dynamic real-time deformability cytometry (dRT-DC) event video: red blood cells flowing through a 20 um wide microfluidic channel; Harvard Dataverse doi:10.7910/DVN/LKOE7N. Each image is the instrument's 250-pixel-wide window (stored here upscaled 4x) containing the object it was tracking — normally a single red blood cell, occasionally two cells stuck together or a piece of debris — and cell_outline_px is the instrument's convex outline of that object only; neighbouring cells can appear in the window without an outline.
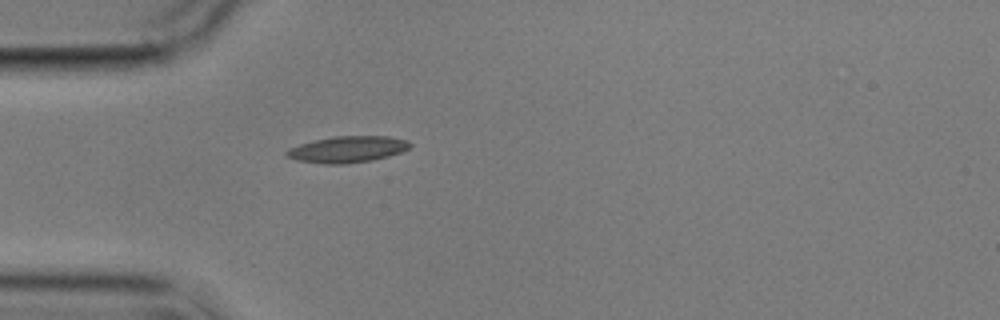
{"species": "common noctule bat (a hibernating species)", "species_latin": "Nyctalus noctula", "temperature_condition": "cold", "stored_images_in_passage": 1, "camera_frame_rate_fps": 3000, "um_per_image_px": 0.085, "animal": {"sex": "male", "body_mass_g": 17.9}, "frame": {"image": 1, "passage_image": 1, "time_ms": 0.0, "image_size_px": [1000, 320], "cell_outline_px": [[412, 144], [408, 148], [400, 152], [388, 156], [372, 160], [344, 164], [324, 164], [296, 160], [284, 156], [284, 152], [288, 148], [300, 144], [332, 136], [388, 136], [408, 140]], "centroid_in_image_um": [29.5, 12.69], "position_along_channel_um": 55.5, "area_um2": 19.02}}